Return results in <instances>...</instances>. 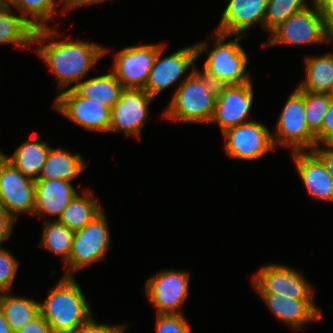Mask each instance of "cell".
<instances>
[{"instance_id":"obj_1","label":"cell","mask_w":333,"mask_h":333,"mask_svg":"<svg viewBox=\"0 0 333 333\" xmlns=\"http://www.w3.org/2000/svg\"><path fill=\"white\" fill-rule=\"evenodd\" d=\"M55 28L37 29L33 34L36 55L56 77L59 92L72 89L86 79L91 69L109 53L110 48L84 40H71ZM50 40V41H49ZM73 85V86H72ZM70 86V87H69Z\"/></svg>"},{"instance_id":"obj_2","label":"cell","mask_w":333,"mask_h":333,"mask_svg":"<svg viewBox=\"0 0 333 333\" xmlns=\"http://www.w3.org/2000/svg\"><path fill=\"white\" fill-rule=\"evenodd\" d=\"M210 36L213 41L212 50L208 47V40L195 42L197 58L203 53L207 54L203 67L198 70L218 87L244 84L253 80L247 71L249 57L239 43L245 36L234 35V40H229L232 35L215 30L211 32Z\"/></svg>"},{"instance_id":"obj_3","label":"cell","mask_w":333,"mask_h":333,"mask_svg":"<svg viewBox=\"0 0 333 333\" xmlns=\"http://www.w3.org/2000/svg\"><path fill=\"white\" fill-rule=\"evenodd\" d=\"M48 293L39 301V308L52 333H75L93 317L86 295L74 276H62Z\"/></svg>"},{"instance_id":"obj_4","label":"cell","mask_w":333,"mask_h":333,"mask_svg":"<svg viewBox=\"0 0 333 333\" xmlns=\"http://www.w3.org/2000/svg\"><path fill=\"white\" fill-rule=\"evenodd\" d=\"M218 91L198 68L176 89L160 118L181 124H209Z\"/></svg>"},{"instance_id":"obj_5","label":"cell","mask_w":333,"mask_h":333,"mask_svg":"<svg viewBox=\"0 0 333 333\" xmlns=\"http://www.w3.org/2000/svg\"><path fill=\"white\" fill-rule=\"evenodd\" d=\"M303 10L294 13L276 27L267 38L261 42L262 48L274 46H311L331 44L322 15L321 8L314 2Z\"/></svg>"},{"instance_id":"obj_6","label":"cell","mask_w":333,"mask_h":333,"mask_svg":"<svg viewBox=\"0 0 333 333\" xmlns=\"http://www.w3.org/2000/svg\"><path fill=\"white\" fill-rule=\"evenodd\" d=\"M275 148H288L291 152L311 151L316 145L315 134L305 120V91L297 87L288 96L272 131Z\"/></svg>"},{"instance_id":"obj_7","label":"cell","mask_w":333,"mask_h":333,"mask_svg":"<svg viewBox=\"0 0 333 333\" xmlns=\"http://www.w3.org/2000/svg\"><path fill=\"white\" fill-rule=\"evenodd\" d=\"M104 209L82 229L74 231L69 260L62 276H74L94 262L103 261L111 244V234Z\"/></svg>"},{"instance_id":"obj_8","label":"cell","mask_w":333,"mask_h":333,"mask_svg":"<svg viewBox=\"0 0 333 333\" xmlns=\"http://www.w3.org/2000/svg\"><path fill=\"white\" fill-rule=\"evenodd\" d=\"M165 47L166 45L164 43L158 49L157 56L144 88L153 99L165 89L177 84V86H175L176 88L174 87L172 98L176 89L198 68L195 64L198 60L195 44L183 47L163 57Z\"/></svg>"},{"instance_id":"obj_9","label":"cell","mask_w":333,"mask_h":333,"mask_svg":"<svg viewBox=\"0 0 333 333\" xmlns=\"http://www.w3.org/2000/svg\"><path fill=\"white\" fill-rule=\"evenodd\" d=\"M303 273L283 263L264 264L252 275L251 285L256 293H275L295 300H315L316 289Z\"/></svg>"},{"instance_id":"obj_10","label":"cell","mask_w":333,"mask_h":333,"mask_svg":"<svg viewBox=\"0 0 333 333\" xmlns=\"http://www.w3.org/2000/svg\"><path fill=\"white\" fill-rule=\"evenodd\" d=\"M190 280V272L181 269H162L147 278L146 298L156 314H183L181 307L189 296Z\"/></svg>"},{"instance_id":"obj_11","label":"cell","mask_w":333,"mask_h":333,"mask_svg":"<svg viewBox=\"0 0 333 333\" xmlns=\"http://www.w3.org/2000/svg\"><path fill=\"white\" fill-rule=\"evenodd\" d=\"M225 154L236 160L254 161L275 150L272 132L260 121L229 128L223 133Z\"/></svg>"},{"instance_id":"obj_12","label":"cell","mask_w":333,"mask_h":333,"mask_svg":"<svg viewBox=\"0 0 333 333\" xmlns=\"http://www.w3.org/2000/svg\"><path fill=\"white\" fill-rule=\"evenodd\" d=\"M162 45L159 42L126 46L114 54L110 71L123 88L144 89Z\"/></svg>"},{"instance_id":"obj_13","label":"cell","mask_w":333,"mask_h":333,"mask_svg":"<svg viewBox=\"0 0 333 333\" xmlns=\"http://www.w3.org/2000/svg\"><path fill=\"white\" fill-rule=\"evenodd\" d=\"M154 99L144 89L124 88L110 109L109 132L141 139L149 117V105Z\"/></svg>"},{"instance_id":"obj_14","label":"cell","mask_w":333,"mask_h":333,"mask_svg":"<svg viewBox=\"0 0 333 333\" xmlns=\"http://www.w3.org/2000/svg\"><path fill=\"white\" fill-rule=\"evenodd\" d=\"M253 89L252 80L244 84L219 86L209 125L218 126L223 133L229 128L252 121Z\"/></svg>"},{"instance_id":"obj_15","label":"cell","mask_w":333,"mask_h":333,"mask_svg":"<svg viewBox=\"0 0 333 333\" xmlns=\"http://www.w3.org/2000/svg\"><path fill=\"white\" fill-rule=\"evenodd\" d=\"M51 107L89 132H109L110 108L100 102L80 97L73 89L58 92Z\"/></svg>"},{"instance_id":"obj_16","label":"cell","mask_w":333,"mask_h":333,"mask_svg":"<svg viewBox=\"0 0 333 333\" xmlns=\"http://www.w3.org/2000/svg\"><path fill=\"white\" fill-rule=\"evenodd\" d=\"M0 204L16 221L21 213L33 216L35 180L22 174L1 152Z\"/></svg>"},{"instance_id":"obj_17","label":"cell","mask_w":333,"mask_h":333,"mask_svg":"<svg viewBox=\"0 0 333 333\" xmlns=\"http://www.w3.org/2000/svg\"><path fill=\"white\" fill-rule=\"evenodd\" d=\"M256 294L264 301L275 319L292 331L304 330L313 321L317 323L323 318L322 309L315 305L314 300L289 299L275 293Z\"/></svg>"},{"instance_id":"obj_18","label":"cell","mask_w":333,"mask_h":333,"mask_svg":"<svg viewBox=\"0 0 333 333\" xmlns=\"http://www.w3.org/2000/svg\"><path fill=\"white\" fill-rule=\"evenodd\" d=\"M266 6L267 0H229L214 30L245 38L254 25L259 24L264 30Z\"/></svg>"},{"instance_id":"obj_19","label":"cell","mask_w":333,"mask_h":333,"mask_svg":"<svg viewBox=\"0 0 333 333\" xmlns=\"http://www.w3.org/2000/svg\"><path fill=\"white\" fill-rule=\"evenodd\" d=\"M291 156L308 196L320 202L333 203V178L322 161L312 151L291 152Z\"/></svg>"},{"instance_id":"obj_20","label":"cell","mask_w":333,"mask_h":333,"mask_svg":"<svg viewBox=\"0 0 333 333\" xmlns=\"http://www.w3.org/2000/svg\"><path fill=\"white\" fill-rule=\"evenodd\" d=\"M73 182L59 179L35 180V205L33 216L45 220H58L63 210L78 194ZM55 217V218H52Z\"/></svg>"},{"instance_id":"obj_21","label":"cell","mask_w":333,"mask_h":333,"mask_svg":"<svg viewBox=\"0 0 333 333\" xmlns=\"http://www.w3.org/2000/svg\"><path fill=\"white\" fill-rule=\"evenodd\" d=\"M89 165L81 153L51 147L38 179L76 180Z\"/></svg>"},{"instance_id":"obj_22","label":"cell","mask_w":333,"mask_h":333,"mask_svg":"<svg viewBox=\"0 0 333 333\" xmlns=\"http://www.w3.org/2000/svg\"><path fill=\"white\" fill-rule=\"evenodd\" d=\"M304 60L305 75L296 87L306 92L333 95V50L318 56L306 55Z\"/></svg>"},{"instance_id":"obj_23","label":"cell","mask_w":333,"mask_h":333,"mask_svg":"<svg viewBox=\"0 0 333 333\" xmlns=\"http://www.w3.org/2000/svg\"><path fill=\"white\" fill-rule=\"evenodd\" d=\"M50 148L51 146L42 141L39 135H33L18 146L12 155L7 156L3 151L0 150V152L22 174L37 180Z\"/></svg>"},{"instance_id":"obj_24","label":"cell","mask_w":333,"mask_h":333,"mask_svg":"<svg viewBox=\"0 0 333 333\" xmlns=\"http://www.w3.org/2000/svg\"><path fill=\"white\" fill-rule=\"evenodd\" d=\"M8 3L0 5V45L30 49L35 29Z\"/></svg>"},{"instance_id":"obj_25","label":"cell","mask_w":333,"mask_h":333,"mask_svg":"<svg viewBox=\"0 0 333 333\" xmlns=\"http://www.w3.org/2000/svg\"><path fill=\"white\" fill-rule=\"evenodd\" d=\"M80 97H85L91 101L100 102V104L110 109L118 101L122 90V84L116 76L110 71L106 74L90 77L81 80L72 88Z\"/></svg>"},{"instance_id":"obj_26","label":"cell","mask_w":333,"mask_h":333,"mask_svg":"<svg viewBox=\"0 0 333 333\" xmlns=\"http://www.w3.org/2000/svg\"><path fill=\"white\" fill-rule=\"evenodd\" d=\"M82 193H78L71 200L57 220L73 231L82 229L103 210V206L98 202L94 192L85 189Z\"/></svg>"},{"instance_id":"obj_27","label":"cell","mask_w":333,"mask_h":333,"mask_svg":"<svg viewBox=\"0 0 333 333\" xmlns=\"http://www.w3.org/2000/svg\"><path fill=\"white\" fill-rule=\"evenodd\" d=\"M0 306L13 333L40 314L39 302L30 297L0 292Z\"/></svg>"},{"instance_id":"obj_28","label":"cell","mask_w":333,"mask_h":333,"mask_svg":"<svg viewBox=\"0 0 333 333\" xmlns=\"http://www.w3.org/2000/svg\"><path fill=\"white\" fill-rule=\"evenodd\" d=\"M35 29L51 27L49 22L59 14L61 0H12L9 3Z\"/></svg>"},{"instance_id":"obj_29","label":"cell","mask_w":333,"mask_h":333,"mask_svg":"<svg viewBox=\"0 0 333 333\" xmlns=\"http://www.w3.org/2000/svg\"><path fill=\"white\" fill-rule=\"evenodd\" d=\"M73 237L74 231L57 220H44L40 246L66 263L71 253Z\"/></svg>"},{"instance_id":"obj_30","label":"cell","mask_w":333,"mask_h":333,"mask_svg":"<svg viewBox=\"0 0 333 333\" xmlns=\"http://www.w3.org/2000/svg\"><path fill=\"white\" fill-rule=\"evenodd\" d=\"M313 0H267L264 32L269 35L276 27L296 12L308 7Z\"/></svg>"},{"instance_id":"obj_31","label":"cell","mask_w":333,"mask_h":333,"mask_svg":"<svg viewBox=\"0 0 333 333\" xmlns=\"http://www.w3.org/2000/svg\"><path fill=\"white\" fill-rule=\"evenodd\" d=\"M333 95L329 93H312L305 91V120L308 128L316 134L322 126Z\"/></svg>"},{"instance_id":"obj_32","label":"cell","mask_w":333,"mask_h":333,"mask_svg":"<svg viewBox=\"0 0 333 333\" xmlns=\"http://www.w3.org/2000/svg\"><path fill=\"white\" fill-rule=\"evenodd\" d=\"M20 262L7 248H0V292H12Z\"/></svg>"},{"instance_id":"obj_33","label":"cell","mask_w":333,"mask_h":333,"mask_svg":"<svg viewBox=\"0 0 333 333\" xmlns=\"http://www.w3.org/2000/svg\"><path fill=\"white\" fill-rule=\"evenodd\" d=\"M185 314H156V333H192Z\"/></svg>"},{"instance_id":"obj_34","label":"cell","mask_w":333,"mask_h":333,"mask_svg":"<svg viewBox=\"0 0 333 333\" xmlns=\"http://www.w3.org/2000/svg\"><path fill=\"white\" fill-rule=\"evenodd\" d=\"M128 324L120 323L119 325H111L98 323L94 317H92L88 322L83 324L75 333H125Z\"/></svg>"},{"instance_id":"obj_35","label":"cell","mask_w":333,"mask_h":333,"mask_svg":"<svg viewBox=\"0 0 333 333\" xmlns=\"http://www.w3.org/2000/svg\"><path fill=\"white\" fill-rule=\"evenodd\" d=\"M333 136V99L324 116L321 129L315 134L317 145L325 144Z\"/></svg>"},{"instance_id":"obj_36","label":"cell","mask_w":333,"mask_h":333,"mask_svg":"<svg viewBox=\"0 0 333 333\" xmlns=\"http://www.w3.org/2000/svg\"><path fill=\"white\" fill-rule=\"evenodd\" d=\"M17 221L8 213V211L0 204V248L3 247L5 241H9Z\"/></svg>"},{"instance_id":"obj_37","label":"cell","mask_w":333,"mask_h":333,"mask_svg":"<svg viewBox=\"0 0 333 333\" xmlns=\"http://www.w3.org/2000/svg\"><path fill=\"white\" fill-rule=\"evenodd\" d=\"M16 333H52V330L48 322L39 314Z\"/></svg>"},{"instance_id":"obj_38","label":"cell","mask_w":333,"mask_h":333,"mask_svg":"<svg viewBox=\"0 0 333 333\" xmlns=\"http://www.w3.org/2000/svg\"><path fill=\"white\" fill-rule=\"evenodd\" d=\"M311 151L322 161L327 173L333 178V150L322 144L316 145Z\"/></svg>"},{"instance_id":"obj_39","label":"cell","mask_w":333,"mask_h":333,"mask_svg":"<svg viewBox=\"0 0 333 333\" xmlns=\"http://www.w3.org/2000/svg\"><path fill=\"white\" fill-rule=\"evenodd\" d=\"M62 6L60 13L70 12L71 10H75L76 8L86 7V6H93L100 3L108 2L110 0H61ZM62 11V12H61Z\"/></svg>"},{"instance_id":"obj_40","label":"cell","mask_w":333,"mask_h":333,"mask_svg":"<svg viewBox=\"0 0 333 333\" xmlns=\"http://www.w3.org/2000/svg\"><path fill=\"white\" fill-rule=\"evenodd\" d=\"M322 15L327 35L333 43V0H328L322 7Z\"/></svg>"},{"instance_id":"obj_41","label":"cell","mask_w":333,"mask_h":333,"mask_svg":"<svg viewBox=\"0 0 333 333\" xmlns=\"http://www.w3.org/2000/svg\"><path fill=\"white\" fill-rule=\"evenodd\" d=\"M0 333H13L0 306Z\"/></svg>"},{"instance_id":"obj_42","label":"cell","mask_w":333,"mask_h":333,"mask_svg":"<svg viewBox=\"0 0 333 333\" xmlns=\"http://www.w3.org/2000/svg\"><path fill=\"white\" fill-rule=\"evenodd\" d=\"M325 145L329 148V149H331V150H333V136L325 143Z\"/></svg>"},{"instance_id":"obj_43","label":"cell","mask_w":333,"mask_h":333,"mask_svg":"<svg viewBox=\"0 0 333 333\" xmlns=\"http://www.w3.org/2000/svg\"><path fill=\"white\" fill-rule=\"evenodd\" d=\"M320 8L328 1V0H313Z\"/></svg>"},{"instance_id":"obj_44","label":"cell","mask_w":333,"mask_h":333,"mask_svg":"<svg viewBox=\"0 0 333 333\" xmlns=\"http://www.w3.org/2000/svg\"><path fill=\"white\" fill-rule=\"evenodd\" d=\"M2 3H10L12 0H0Z\"/></svg>"}]
</instances>
